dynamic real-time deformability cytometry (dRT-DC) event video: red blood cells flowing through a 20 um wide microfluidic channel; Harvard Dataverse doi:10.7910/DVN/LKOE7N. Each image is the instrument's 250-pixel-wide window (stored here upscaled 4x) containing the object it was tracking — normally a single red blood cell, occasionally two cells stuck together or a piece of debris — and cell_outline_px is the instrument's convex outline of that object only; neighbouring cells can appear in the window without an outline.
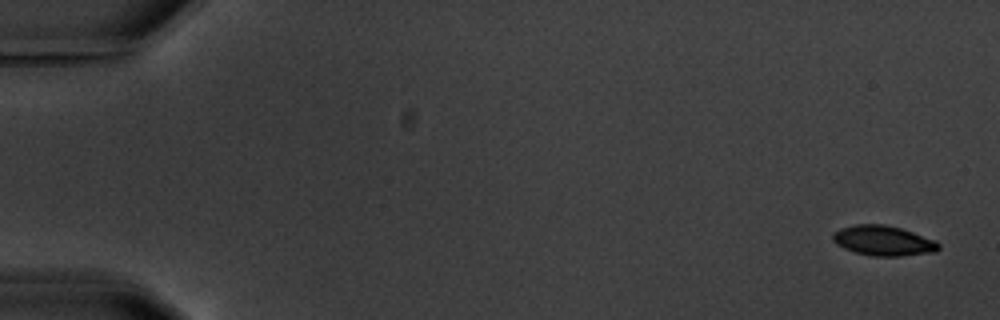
{"species": "common noctule bat (a hibernating species)", "species_latin": "Nyctalus noctula", "temperature_condition": "warm", "stored_images_in_passage": 11, "camera_frame_rate_fps": 3000, "um_per_image_px": 0.085, "animal": {"sex": "male", "body_mass_g": 20.1, "forearm_length_mm": 53.5}, "frame": {"image": 1, "passage_image": 1, "time_ms": 0.0, "image_size_px": [1000, 320], "cell_outline_px": [[940, 248], [936, 252], [900, 256], [872, 256], [856, 252], [844, 248], [836, 244], [832, 240], [832, 236], [840, 228], [856, 224], [884, 224], [900, 228], [936, 240], [940, 244]], "centroid_in_image_um": [75.1, 20.46], "position_along_channel_um": 9.9, "area_um2": 18.5}}
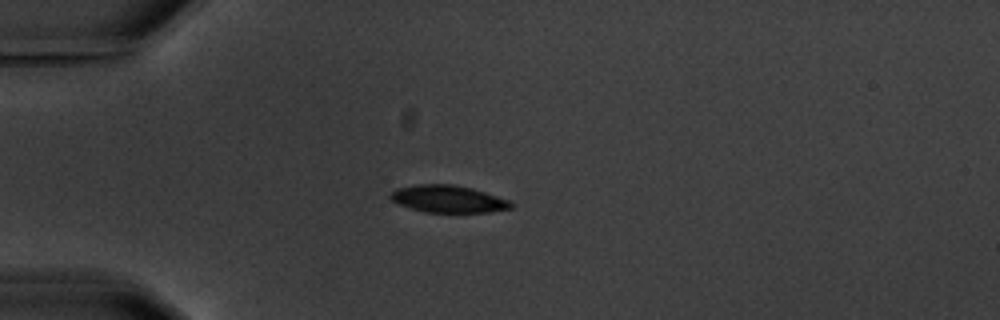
{"frame": {"image": 2, "passage_image": 4, "time_ms": 4.667, "image_size_px": [1000, 320], "cell_outline_px": [[516, 204], [512, 208], [488, 212], [424, 212], [400, 204], [392, 200], [388, 196], [396, 188], [416, 184], [452, 184], [472, 188], [508, 200]], "centroid_in_image_um": [38.09, 16.9], "position_along_channel_um": 46.9, "area_um2": 19.02}}